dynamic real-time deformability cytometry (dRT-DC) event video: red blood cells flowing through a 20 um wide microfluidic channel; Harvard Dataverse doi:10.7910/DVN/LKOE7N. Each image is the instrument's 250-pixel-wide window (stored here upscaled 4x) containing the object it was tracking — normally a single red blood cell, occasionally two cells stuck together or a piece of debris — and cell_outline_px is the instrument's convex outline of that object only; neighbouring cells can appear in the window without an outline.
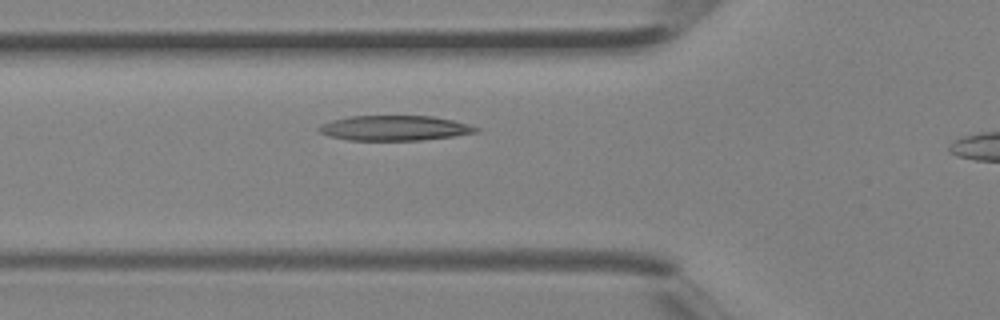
{"species": "Egyptian fruit bat (a non-hibernating species)", "species_latin": "Rousettus aegyptiacus", "temperature_condition": "room temperature", "stored_images_in_passage": 4, "segment_of_instrument_passage": [1, 2], "camera_frame_rate_fps": 3000, "um_per_image_px": 0.085, "animal": {"sex": "female"}, "frame": {"image": 1, "passage_image": 3, "time_ms": 0.667, "image_size_px": [1000, 320], "cell_outline_px": [[480, 128], [476, 132], [452, 136], [420, 140], [348, 140], [328, 136], [320, 132], [316, 128], [320, 124], [332, 120], [348, 116], [432, 116], [452, 120], [468, 124]], "centroid_in_image_um": [33.48, 10.88], "position_along_channel_um": 92.3, "area_um2": 22.83}}